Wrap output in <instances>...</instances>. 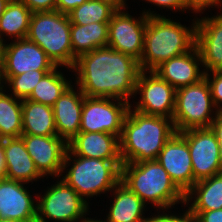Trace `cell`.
I'll use <instances>...</instances> for the list:
<instances>
[{"mask_svg":"<svg viewBox=\"0 0 222 222\" xmlns=\"http://www.w3.org/2000/svg\"><path fill=\"white\" fill-rule=\"evenodd\" d=\"M72 72L74 84L87 97L117 98L131 104L142 71L139 61L113 48L99 47L80 55Z\"/></svg>","mask_w":222,"mask_h":222,"instance_id":"6da1fadb","label":"cell"},{"mask_svg":"<svg viewBox=\"0 0 222 222\" xmlns=\"http://www.w3.org/2000/svg\"><path fill=\"white\" fill-rule=\"evenodd\" d=\"M175 133L172 119L146 115L129 107L119 138L122 163L156 160Z\"/></svg>","mask_w":222,"mask_h":222,"instance_id":"7a4b0ae2","label":"cell"},{"mask_svg":"<svg viewBox=\"0 0 222 222\" xmlns=\"http://www.w3.org/2000/svg\"><path fill=\"white\" fill-rule=\"evenodd\" d=\"M196 20L194 17L187 27L164 15L148 16L141 70L153 71L162 62L192 50L196 44Z\"/></svg>","mask_w":222,"mask_h":222,"instance_id":"3957f363","label":"cell"},{"mask_svg":"<svg viewBox=\"0 0 222 222\" xmlns=\"http://www.w3.org/2000/svg\"><path fill=\"white\" fill-rule=\"evenodd\" d=\"M121 182L133 191L147 206L158 209L184 207L185 194L171 180L157 160L123 163ZM155 206V207H154Z\"/></svg>","mask_w":222,"mask_h":222,"instance_id":"277c9868","label":"cell"},{"mask_svg":"<svg viewBox=\"0 0 222 222\" xmlns=\"http://www.w3.org/2000/svg\"><path fill=\"white\" fill-rule=\"evenodd\" d=\"M122 164V160L81 157L67 150L59 178L91 204L90 198L107 195L121 181Z\"/></svg>","mask_w":222,"mask_h":222,"instance_id":"5b68a950","label":"cell"},{"mask_svg":"<svg viewBox=\"0 0 222 222\" xmlns=\"http://www.w3.org/2000/svg\"><path fill=\"white\" fill-rule=\"evenodd\" d=\"M71 22L57 10L32 13L27 39L40 46L56 66L73 68Z\"/></svg>","mask_w":222,"mask_h":222,"instance_id":"8992f818","label":"cell"},{"mask_svg":"<svg viewBox=\"0 0 222 222\" xmlns=\"http://www.w3.org/2000/svg\"><path fill=\"white\" fill-rule=\"evenodd\" d=\"M218 110L204 77L199 82L176 90L173 124L176 132L210 128Z\"/></svg>","mask_w":222,"mask_h":222,"instance_id":"52a82bcc","label":"cell"},{"mask_svg":"<svg viewBox=\"0 0 222 222\" xmlns=\"http://www.w3.org/2000/svg\"><path fill=\"white\" fill-rule=\"evenodd\" d=\"M37 193V219L41 222H87L90 205L61 178ZM42 195V196H41Z\"/></svg>","mask_w":222,"mask_h":222,"instance_id":"ba28073f","label":"cell"},{"mask_svg":"<svg viewBox=\"0 0 222 222\" xmlns=\"http://www.w3.org/2000/svg\"><path fill=\"white\" fill-rule=\"evenodd\" d=\"M137 18L126 10L115 11L108 23L107 46L129 55L140 62L144 49V34L148 16H162L143 8ZM126 11V12H125Z\"/></svg>","mask_w":222,"mask_h":222,"instance_id":"9c48e42d","label":"cell"},{"mask_svg":"<svg viewBox=\"0 0 222 222\" xmlns=\"http://www.w3.org/2000/svg\"><path fill=\"white\" fill-rule=\"evenodd\" d=\"M129 107L121 99L85 96L79 132L112 133L120 138Z\"/></svg>","mask_w":222,"mask_h":222,"instance_id":"30bf717a","label":"cell"},{"mask_svg":"<svg viewBox=\"0 0 222 222\" xmlns=\"http://www.w3.org/2000/svg\"><path fill=\"white\" fill-rule=\"evenodd\" d=\"M140 95L134 104L133 110L146 115L173 118L175 111L176 89L161 79L153 71H141L135 87V96Z\"/></svg>","mask_w":222,"mask_h":222,"instance_id":"8fae6325","label":"cell"},{"mask_svg":"<svg viewBox=\"0 0 222 222\" xmlns=\"http://www.w3.org/2000/svg\"><path fill=\"white\" fill-rule=\"evenodd\" d=\"M180 134L187 141L196 182L222 173V152L211 128L190 129Z\"/></svg>","mask_w":222,"mask_h":222,"instance_id":"7c38bea8","label":"cell"},{"mask_svg":"<svg viewBox=\"0 0 222 222\" xmlns=\"http://www.w3.org/2000/svg\"><path fill=\"white\" fill-rule=\"evenodd\" d=\"M25 185L6 177L0 179V222H29L37 218V194L32 196L29 185Z\"/></svg>","mask_w":222,"mask_h":222,"instance_id":"4fadbf2b","label":"cell"},{"mask_svg":"<svg viewBox=\"0 0 222 222\" xmlns=\"http://www.w3.org/2000/svg\"><path fill=\"white\" fill-rule=\"evenodd\" d=\"M26 150L31 156L39 173L48 178H59L64 157L68 149L67 142L58 136L21 135Z\"/></svg>","mask_w":222,"mask_h":222,"instance_id":"5bb4252c","label":"cell"},{"mask_svg":"<svg viewBox=\"0 0 222 222\" xmlns=\"http://www.w3.org/2000/svg\"><path fill=\"white\" fill-rule=\"evenodd\" d=\"M7 42L3 76L12 77L33 70H53L57 66L45 51L27 38Z\"/></svg>","mask_w":222,"mask_h":222,"instance_id":"9a60e30c","label":"cell"},{"mask_svg":"<svg viewBox=\"0 0 222 222\" xmlns=\"http://www.w3.org/2000/svg\"><path fill=\"white\" fill-rule=\"evenodd\" d=\"M156 160L184 194L195 184L189 147L179 132L165 143Z\"/></svg>","mask_w":222,"mask_h":222,"instance_id":"2e32d148","label":"cell"},{"mask_svg":"<svg viewBox=\"0 0 222 222\" xmlns=\"http://www.w3.org/2000/svg\"><path fill=\"white\" fill-rule=\"evenodd\" d=\"M222 12V9L220 10ZM197 17L196 44L204 73L222 70V13ZM210 16V17H209Z\"/></svg>","mask_w":222,"mask_h":222,"instance_id":"e0dca14e","label":"cell"},{"mask_svg":"<svg viewBox=\"0 0 222 222\" xmlns=\"http://www.w3.org/2000/svg\"><path fill=\"white\" fill-rule=\"evenodd\" d=\"M201 66V56L195 46L184 54L162 62L153 72L177 90L203 79L205 73Z\"/></svg>","mask_w":222,"mask_h":222,"instance_id":"ac0fdd59","label":"cell"},{"mask_svg":"<svg viewBox=\"0 0 222 222\" xmlns=\"http://www.w3.org/2000/svg\"><path fill=\"white\" fill-rule=\"evenodd\" d=\"M84 98L78 86L72 83L52 106L57 136L67 143L79 133Z\"/></svg>","mask_w":222,"mask_h":222,"instance_id":"d6986e66","label":"cell"},{"mask_svg":"<svg viewBox=\"0 0 222 222\" xmlns=\"http://www.w3.org/2000/svg\"><path fill=\"white\" fill-rule=\"evenodd\" d=\"M68 151L76 156L121 160L119 137L104 132H79L67 143Z\"/></svg>","mask_w":222,"mask_h":222,"instance_id":"ffe728a7","label":"cell"},{"mask_svg":"<svg viewBox=\"0 0 222 222\" xmlns=\"http://www.w3.org/2000/svg\"><path fill=\"white\" fill-rule=\"evenodd\" d=\"M3 149L6 160V178L27 184L30 182L33 184V181L37 182L43 178L21 137L3 139Z\"/></svg>","mask_w":222,"mask_h":222,"instance_id":"44dd1931","label":"cell"},{"mask_svg":"<svg viewBox=\"0 0 222 222\" xmlns=\"http://www.w3.org/2000/svg\"><path fill=\"white\" fill-rule=\"evenodd\" d=\"M113 193V194H112ZM112 197L103 222H144L147 205L121 181L109 193Z\"/></svg>","mask_w":222,"mask_h":222,"instance_id":"7402d4cb","label":"cell"},{"mask_svg":"<svg viewBox=\"0 0 222 222\" xmlns=\"http://www.w3.org/2000/svg\"><path fill=\"white\" fill-rule=\"evenodd\" d=\"M183 206L189 211L222 209V173L195 182L185 193Z\"/></svg>","mask_w":222,"mask_h":222,"instance_id":"603a6c76","label":"cell"},{"mask_svg":"<svg viewBox=\"0 0 222 222\" xmlns=\"http://www.w3.org/2000/svg\"><path fill=\"white\" fill-rule=\"evenodd\" d=\"M22 135L57 136L53 108L23 99Z\"/></svg>","mask_w":222,"mask_h":222,"instance_id":"cb8c5ba5","label":"cell"},{"mask_svg":"<svg viewBox=\"0 0 222 222\" xmlns=\"http://www.w3.org/2000/svg\"><path fill=\"white\" fill-rule=\"evenodd\" d=\"M70 39L73 51V67L76 59L85 53L108 43V23L71 24Z\"/></svg>","mask_w":222,"mask_h":222,"instance_id":"d4e9b609","label":"cell"},{"mask_svg":"<svg viewBox=\"0 0 222 222\" xmlns=\"http://www.w3.org/2000/svg\"><path fill=\"white\" fill-rule=\"evenodd\" d=\"M31 10L20 0H10L0 17V37L19 40L27 37Z\"/></svg>","mask_w":222,"mask_h":222,"instance_id":"484cf974","label":"cell"},{"mask_svg":"<svg viewBox=\"0 0 222 222\" xmlns=\"http://www.w3.org/2000/svg\"><path fill=\"white\" fill-rule=\"evenodd\" d=\"M60 68L62 70V66H57L47 73L39 81L38 85L34 87L27 99L52 107L64 91L73 83L71 79H66Z\"/></svg>","mask_w":222,"mask_h":222,"instance_id":"4316f807","label":"cell"},{"mask_svg":"<svg viewBox=\"0 0 222 222\" xmlns=\"http://www.w3.org/2000/svg\"><path fill=\"white\" fill-rule=\"evenodd\" d=\"M22 135V100L6 90L0 92V138H17Z\"/></svg>","mask_w":222,"mask_h":222,"instance_id":"83f0119b","label":"cell"},{"mask_svg":"<svg viewBox=\"0 0 222 222\" xmlns=\"http://www.w3.org/2000/svg\"><path fill=\"white\" fill-rule=\"evenodd\" d=\"M116 10L99 0H88L72 10L68 16L71 24L109 23Z\"/></svg>","mask_w":222,"mask_h":222,"instance_id":"f1b7e54d","label":"cell"},{"mask_svg":"<svg viewBox=\"0 0 222 222\" xmlns=\"http://www.w3.org/2000/svg\"><path fill=\"white\" fill-rule=\"evenodd\" d=\"M52 70H33L17 76L4 77L5 90L18 99H27L39 81ZM7 85V86H6ZM9 90H8V89Z\"/></svg>","mask_w":222,"mask_h":222,"instance_id":"f546056e","label":"cell"},{"mask_svg":"<svg viewBox=\"0 0 222 222\" xmlns=\"http://www.w3.org/2000/svg\"><path fill=\"white\" fill-rule=\"evenodd\" d=\"M168 210L169 209H163L162 212L161 209L160 210L158 209L156 210L157 214L151 213L150 217L149 215H147L148 217L144 222H196L194 216L189 212L188 209H186L184 213L181 214L180 213L175 214V212L171 213L172 211Z\"/></svg>","mask_w":222,"mask_h":222,"instance_id":"4dcf8cb0","label":"cell"},{"mask_svg":"<svg viewBox=\"0 0 222 222\" xmlns=\"http://www.w3.org/2000/svg\"><path fill=\"white\" fill-rule=\"evenodd\" d=\"M210 90L212 101L218 111H222V70L205 73Z\"/></svg>","mask_w":222,"mask_h":222,"instance_id":"1f68e13d","label":"cell"},{"mask_svg":"<svg viewBox=\"0 0 222 222\" xmlns=\"http://www.w3.org/2000/svg\"><path fill=\"white\" fill-rule=\"evenodd\" d=\"M147 3H151L154 6L160 7L162 9H166V11L170 9L173 12H183V13H195V17L198 15V11L188 2V0H142ZM191 10V11H190ZM187 11V12H185ZM190 11V12H189Z\"/></svg>","mask_w":222,"mask_h":222,"instance_id":"d6a6232c","label":"cell"},{"mask_svg":"<svg viewBox=\"0 0 222 222\" xmlns=\"http://www.w3.org/2000/svg\"><path fill=\"white\" fill-rule=\"evenodd\" d=\"M32 13L54 11L56 9V0H20Z\"/></svg>","mask_w":222,"mask_h":222,"instance_id":"836d02e7","label":"cell"},{"mask_svg":"<svg viewBox=\"0 0 222 222\" xmlns=\"http://www.w3.org/2000/svg\"><path fill=\"white\" fill-rule=\"evenodd\" d=\"M196 222H222V209L211 211H189Z\"/></svg>","mask_w":222,"mask_h":222,"instance_id":"e575fe53","label":"cell"},{"mask_svg":"<svg viewBox=\"0 0 222 222\" xmlns=\"http://www.w3.org/2000/svg\"><path fill=\"white\" fill-rule=\"evenodd\" d=\"M188 2L198 11L197 14H203L207 8L222 9V0H188Z\"/></svg>","mask_w":222,"mask_h":222,"instance_id":"d590c367","label":"cell"},{"mask_svg":"<svg viewBox=\"0 0 222 222\" xmlns=\"http://www.w3.org/2000/svg\"><path fill=\"white\" fill-rule=\"evenodd\" d=\"M85 1L88 0H56L55 10L68 15L72 10L83 4Z\"/></svg>","mask_w":222,"mask_h":222,"instance_id":"8d00e7d4","label":"cell"},{"mask_svg":"<svg viewBox=\"0 0 222 222\" xmlns=\"http://www.w3.org/2000/svg\"><path fill=\"white\" fill-rule=\"evenodd\" d=\"M210 128L215 133L222 152V111L217 112Z\"/></svg>","mask_w":222,"mask_h":222,"instance_id":"74e56055","label":"cell"},{"mask_svg":"<svg viewBox=\"0 0 222 222\" xmlns=\"http://www.w3.org/2000/svg\"><path fill=\"white\" fill-rule=\"evenodd\" d=\"M101 2L109 4L116 11L118 10H128L127 0H99Z\"/></svg>","mask_w":222,"mask_h":222,"instance_id":"f35d334b","label":"cell"},{"mask_svg":"<svg viewBox=\"0 0 222 222\" xmlns=\"http://www.w3.org/2000/svg\"><path fill=\"white\" fill-rule=\"evenodd\" d=\"M6 175V160L3 149V139L0 141V179Z\"/></svg>","mask_w":222,"mask_h":222,"instance_id":"ab89813d","label":"cell"},{"mask_svg":"<svg viewBox=\"0 0 222 222\" xmlns=\"http://www.w3.org/2000/svg\"><path fill=\"white\" fill-rule=\"evenodd\" d=\"M6 40L0 37V65L3 67L5 62Z\"/></svg>","mask_w":222,"mask_h":222,"instance_id":"60d3db41","label":"cell"},{"mask_svg":"<svg viewBox=\"0 0 222 222\" xmlns=\"http://www.w3.org/2000/svg\"><path fill=\"white\" fill-rule=\"evenodd\" d=\"M5 90V80L3 76V67L0 65V92Z\"/></svg>","mask_w":222,"mask_h":222,"instance_id":"b9f144b4","label":"cell"},{"mask_svg":"<svg viewBox=\"0 0 222 222\" xmlns=\"http://www.w3.org/2000/svg\"><path fill=\"white\" fill-rule=\"evenodd\" d=\"M9 2H10V0H0V17L3 14V12L5 11V8Z\"/></svg>","mask_w":222,"mask_h":222,"instance_id":"7bdbcfd3","label":"cell"},{"mask_svg":"<svg viewBox=\"0 0 222 222\" xmlns=\"http://www.w3.org/2000/svg\"><path fill=\"white\" fill-rule=\"evenodd\" d=\"M87 222H103L102 219L89 218Z\"/></svg>","mask_w":222,"mask_h":222,"instance_id":"ee69618b","label":"cell"},{"mask_svg":"<svg viewBox=\"0 0 222 222\" xmlns=\"http://www.w3.org/2000/svg\"><path fill=\"white\" fill-rule=\"evenodd\" d=\"M29 222H41V221H39V220L36 218V219H34V220H32V221H29Z\"/></svg>","mask_w":222,"mask_h":222,"instance_id":"f6af8a7d","label":"cell"}]
</instances>
